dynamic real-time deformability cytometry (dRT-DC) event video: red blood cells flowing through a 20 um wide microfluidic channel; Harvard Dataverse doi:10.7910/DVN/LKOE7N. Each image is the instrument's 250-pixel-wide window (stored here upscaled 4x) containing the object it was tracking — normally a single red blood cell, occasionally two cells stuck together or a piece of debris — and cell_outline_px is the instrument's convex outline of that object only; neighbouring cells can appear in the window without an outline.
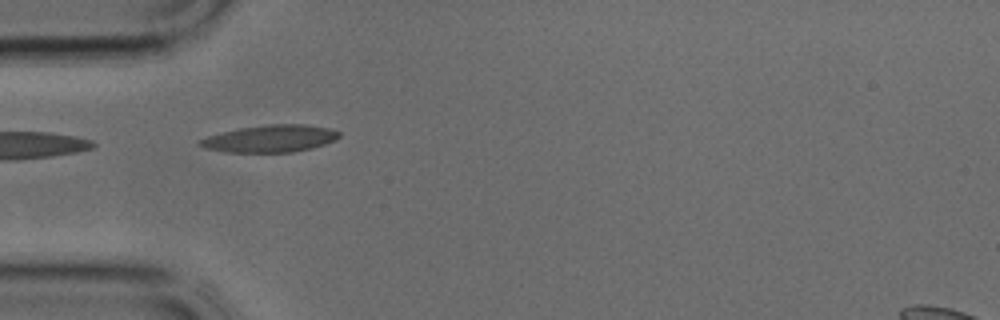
{"species": "common noctule bat (a hibernating species)", "species_latin": "Nyctalus noctula", "temperature_condition": "cold", "stored_images_in_passage": 27, "camera_frame_rate_fps": 3000, "um_per_image_px": 0.085, "animal": {"sex": "male", "body_mass_g": 17.9, "forearm_length_mm": 54.2}, "frame": {"image": 1, "passage_image": 1, "time_ms": 0.0, "image_size_px": [1000, 320], "cell_outline_px": [[340, 136], [336, 140], [312, 148], [292, 152], [224, 152], [204, 148], [196, 144], [200, 140], [208, 136], [240, 128], [268, 124], [304, 124], [328, 128], [340, 132]], "centroid_in_image_um": [22.97, 11.78], "position_along_channel_um": 62.0, "area_um2": 21.96}}